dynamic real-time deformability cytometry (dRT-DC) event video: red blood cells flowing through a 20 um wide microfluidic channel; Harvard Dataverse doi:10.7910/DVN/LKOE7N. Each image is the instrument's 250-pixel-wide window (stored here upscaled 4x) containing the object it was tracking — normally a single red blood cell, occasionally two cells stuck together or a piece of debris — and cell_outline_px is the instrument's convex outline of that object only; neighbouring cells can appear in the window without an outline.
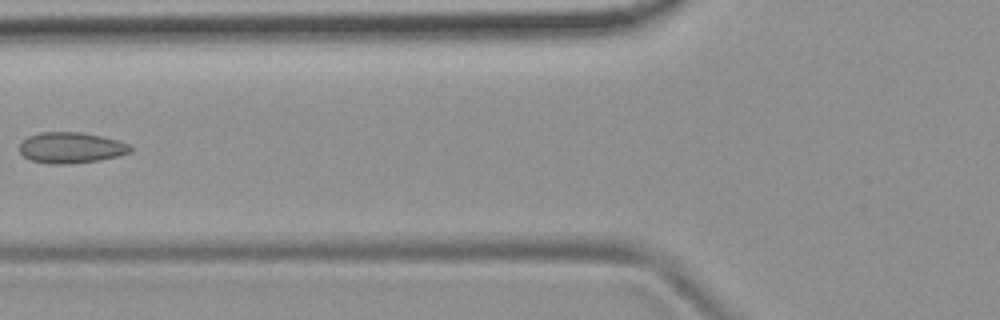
{"species": "common noctule bat (a hibernating species)", "species_latin": "Nyctalus noctula", "temperature_condition": "room temperature", "stored_images_in_passage": 6, "camera_frame_rate_fps": 3000, "um_per_image_px": 0.085, "animal": {"sex": "female", "body_mass_g": 19.9}, "frame": {"image": 1, "passage_image": 5, "time_ms": 5.667, "image_size_px": [1000, 320], "cell_outline_px": [[132, 152], [100, 160], [64, 164], [52, 164], [28, 160], [20, 152], [20, 144], [28, 136], [40, 132], [80, 132], [100, 136], [116, 140], [128, 144], [132, 148]], "centroid_in_image_um": [6.01, 12.56], "position_along_channel_um": 119.8, "area_um2": 19.83}}
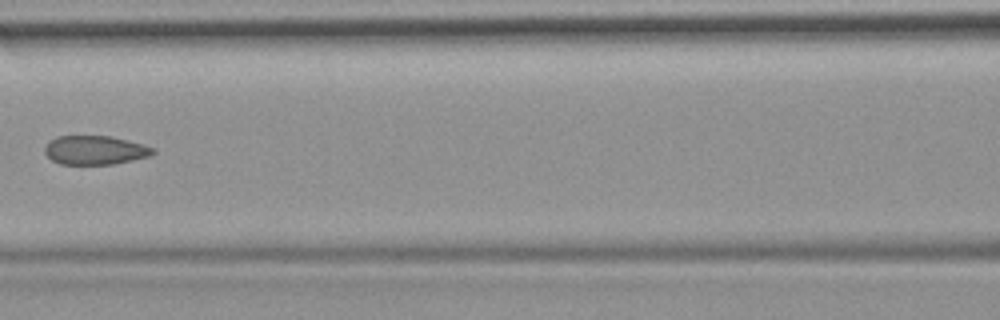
{"frame": {"image": 2, "passage_image": 6, "time_ms": 6.667, "image_size_px": [1000, 320], "cell_outline_px": [[156, 152], [152, 156], [112, 164], [60, 164], [52, 160], [44, 152], [44, 148], [48, 140], [56, 136], [112, 136], [144, 144], [156, 148]], "centroid_in_image_um": [8.1, 12.75], "position_along_channel_um": 158.5, "area_um2": 18.5}}